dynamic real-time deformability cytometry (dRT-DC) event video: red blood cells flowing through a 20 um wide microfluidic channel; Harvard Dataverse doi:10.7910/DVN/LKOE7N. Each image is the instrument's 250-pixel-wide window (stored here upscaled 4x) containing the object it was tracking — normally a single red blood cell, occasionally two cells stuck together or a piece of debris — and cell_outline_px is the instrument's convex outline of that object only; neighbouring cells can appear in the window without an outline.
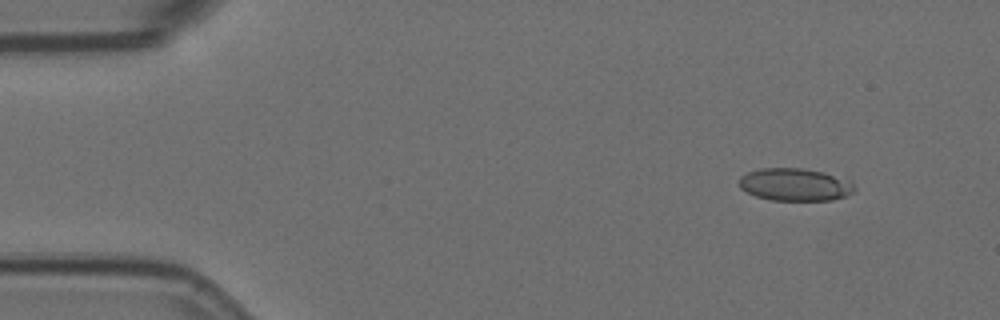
{"species": "Egyptian fruit bat (a non-hibernating species)", "species_latin": "Rousettus aegyptiacus", "temperature_condition": "room temperature", "stored_images_in_passage": 6, "camera_frame_rate_fps": 3000, "um_per_image_px": 0.085, "animal": {"sex": "female"}, "frame": {"image": 1, "passage_image": 2, "time_ms": 0.333, "image_size_px": [1000, 320], "cell_outline_px": [[856, 192], [848, 196], [832, 200], [772, 200], [756, 196], [740, 188], [740, 176], [748, 172], [760, 168], [800, 168], [824, 172], [852, 180], [856, 188]], "centroid_in_image_um": [67.65, 15.69], "position_along_channel_um": 17.4, "area_um2": 22.14}}